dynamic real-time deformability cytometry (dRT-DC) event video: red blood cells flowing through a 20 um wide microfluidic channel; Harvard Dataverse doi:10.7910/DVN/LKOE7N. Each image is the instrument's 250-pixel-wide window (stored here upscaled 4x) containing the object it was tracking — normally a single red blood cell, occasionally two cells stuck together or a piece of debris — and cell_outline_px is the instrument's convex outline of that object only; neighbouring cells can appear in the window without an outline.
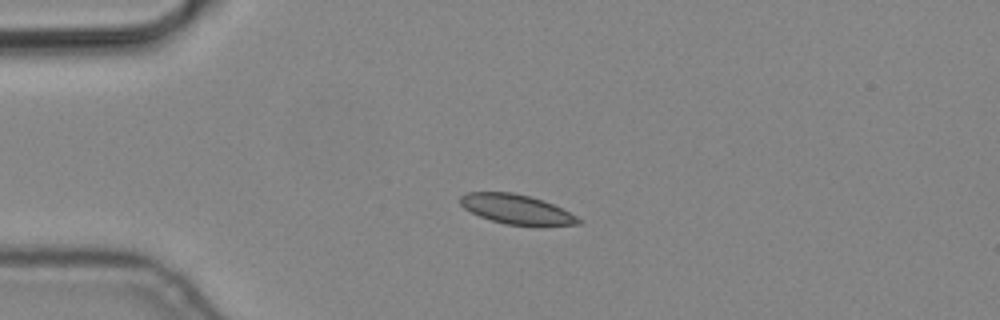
{"species": "common noctule bat (a hibernating species)", "species_latin": "Nyctalus noctula", "temperature_condition": "cold", "stored_images_in_passage": 1, "camera_frame_rate_fps": 3000, "um_per_image_px": 0.085, "animal": {"sex": "male", "body_mass_g": 19.2, "forearm_length_mm": 51.8}, "frame": {"image": 1, "passage_image": 1, "time_ms": 0.0, "image_size_px": [1000, 320], "cell_outline_px": [[584, 220], [580, 224], [536, 228], [504, 224], [480, 216], [464, 208], [460, 204], [460, 196], [468, 192], [512, 192], [544, 200]], "centroid_in_image_um": [43.96, 17.83], "position_along_channel_um": 41.0, "area_um2": 20.87}}